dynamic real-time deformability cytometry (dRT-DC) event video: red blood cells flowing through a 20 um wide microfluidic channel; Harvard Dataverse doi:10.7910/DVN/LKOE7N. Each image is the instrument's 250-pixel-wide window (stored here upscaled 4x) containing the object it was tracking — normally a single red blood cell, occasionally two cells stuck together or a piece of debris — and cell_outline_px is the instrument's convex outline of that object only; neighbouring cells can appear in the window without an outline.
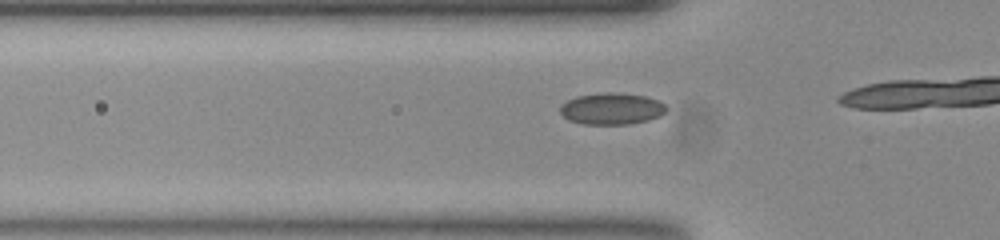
{"species": "common noctule bat (a hibernating species)", "species_latin": "Nyctalus noctula", "temperature_condition": "room temperature", "stored_images_in_passage": 18, "camera_frame_rate_fps": 3000, "um_per_image_px": 0.085, "animal": {"sex": "female", "body_mass_g": 23.0, "forearm_length_mm": 53.4}, "frame": {"image": 1, "passage_image": 14, "time_ms": 4.333, "image_size_px": [1000, 240], "cell_outline_px": [[668, 108], [660, 116], [648, 120], [628, 124], [584, 124], [568, 120], [560, 112], [560, 104], [576, 96], [604, 92], [616, 92], [648, 96], [660, 100]], "centroid_in_image_um": [52.01, 9.23], "position_along_channel_um": 73.8, "area_um2": 19.77}}
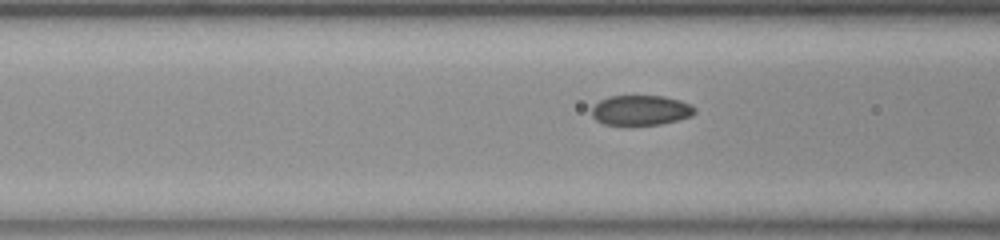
{"frame": {"image": 2, "passage_image": 17, "time_ms": 5.333, "image_size_px": [1000, 240], "cell_outline_px": [[696, 112], [692, 116], [660, 124], [604, 124], [596, 120], [592, 116], [592, 108], [600, 100], [608, 96], [664, 96], [680, 100], [692, 104], [696, 108]], "centroid_in_image_um": [54.5, 9.35], "position_along_channel_um": 112.1, "area_um2": 17.92}}